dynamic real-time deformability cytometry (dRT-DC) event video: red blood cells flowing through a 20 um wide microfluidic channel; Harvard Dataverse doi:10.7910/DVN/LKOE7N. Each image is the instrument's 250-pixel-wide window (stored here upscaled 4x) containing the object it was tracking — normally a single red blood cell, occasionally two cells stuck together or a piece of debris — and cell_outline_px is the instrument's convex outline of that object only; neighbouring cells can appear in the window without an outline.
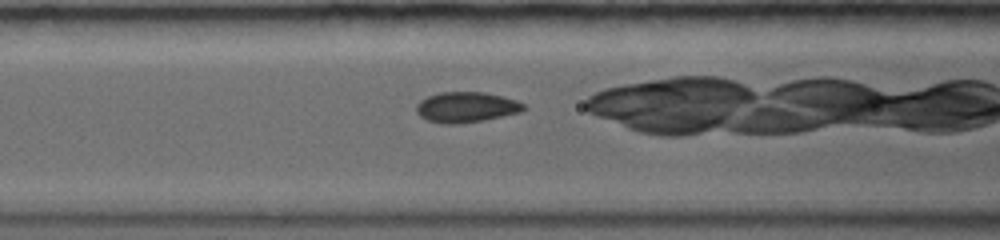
{"species": "common noctule bat (a hibernating species)", "species_latin": "Nyctalus noctula", "temperature_condition": "warm", "stored_images_in_passage": 14, "camera_frame_rate_fps": 5000, "um_per_image_px": 0.085, "animal": {"sex": "female", "body_mass_g": 19.0, "forearm_length_mm": 56.7}, "frame": {"image": 1, "passage_image": 3, "time_ms": 1.4, "image_size_px": [1000, 240], "cell_outline_px": [[528, 108], [520, 112], [484, 120], [460, 124], [440, 124], [428, 120], [420, 116], [416, 112], [416, 104], [420, 100], [428, 96], [440, 92], [484, 92], [516, 100], [524, 104]], "centroid_in_image_um": [39.61, 9.12], "position_along_channel_um": 127.0, "area_um2": 19.13}}
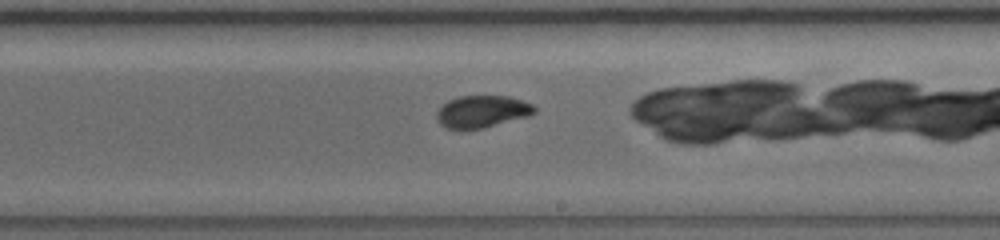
{"frame": {"image": 2, "passage_image": 7, "time_ms": 4.6, "image_size_px": [1000, 240], "cell_outline_px": [[536, 112], [528, 116], [484, 128], [444, 128], [436, 120], [436, 112], [448, 100], [460, 96], [508, 96], [532, 104], [536, 108]], "centroid_in_image_um": [40.96, 9.48], "position_along_channel_um": 248.0, "area_um2": 18.15}}
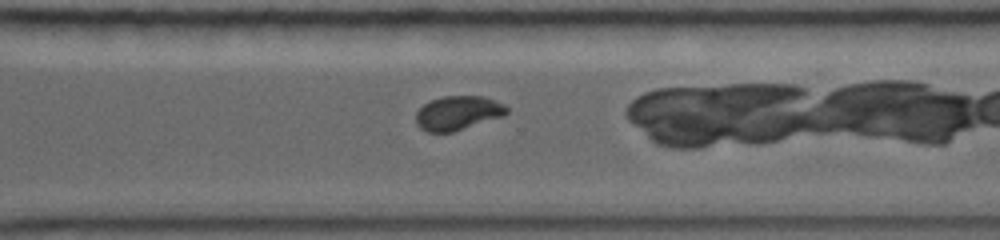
{"frame": {"image": 3, "passage_image": 10, "time_ms": 6.8, "image_size_px": [1000, 240], "cell_outline_px": [[508, 112], [504, 116], [452, 132], [428, 132], [420, 128], [416, 124], [416, 112], [424, 104], [432, 100], [444, 96], [484, 96], [504, 104], [508, 108]], "centroid_in_image_um": [38.93, 9.6], "position_along_channel_um": 331.7, "area_um2": 18.03}}